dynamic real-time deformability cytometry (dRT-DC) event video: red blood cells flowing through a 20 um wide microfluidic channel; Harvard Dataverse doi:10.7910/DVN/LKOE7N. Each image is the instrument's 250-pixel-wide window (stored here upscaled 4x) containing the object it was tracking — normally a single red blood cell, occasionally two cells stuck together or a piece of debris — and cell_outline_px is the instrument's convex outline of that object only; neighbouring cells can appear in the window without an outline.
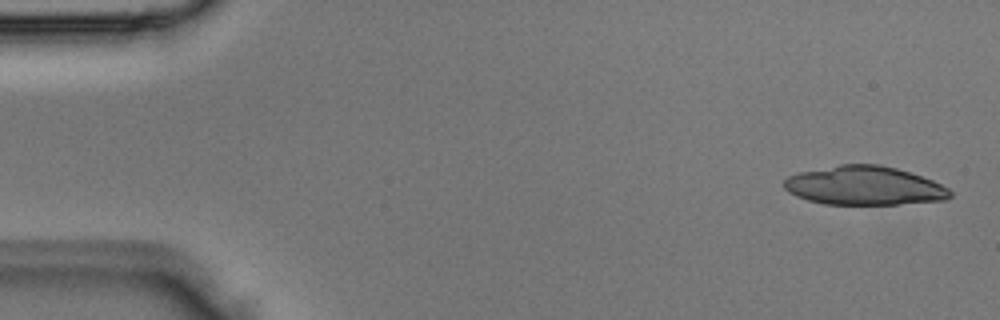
{"species": "Egyptian fruit bat (a non-hibernating species)", "species_latin": "Rousettus aegyptiacus", "temperature_condition": "room temperature", "stored_images_in_passage": 4, "camera_frame_rate_fps": 3000, "um_per_image_px": 0.085, "animal": {"sex": "male"}, "frame": {"image": 1, "passage_image": 4, "time_ms": 1.0, "image_size_px": [1000, 320], "cell_outline_px": [[952, 196], [944, 200], [896, 204], [824, 204], [808, 200], [796, 196], [788, 192], [784, 188], [784, 180], [788, 176], [800, 172], [840, 164], [876, 164], [896, 168], [932, 180], [948, 188], [952, 192]], "centroid_in_image_um": [73.44, 15.78], "position_along_channel_um": 11.6, "area_um2": 37.4}}